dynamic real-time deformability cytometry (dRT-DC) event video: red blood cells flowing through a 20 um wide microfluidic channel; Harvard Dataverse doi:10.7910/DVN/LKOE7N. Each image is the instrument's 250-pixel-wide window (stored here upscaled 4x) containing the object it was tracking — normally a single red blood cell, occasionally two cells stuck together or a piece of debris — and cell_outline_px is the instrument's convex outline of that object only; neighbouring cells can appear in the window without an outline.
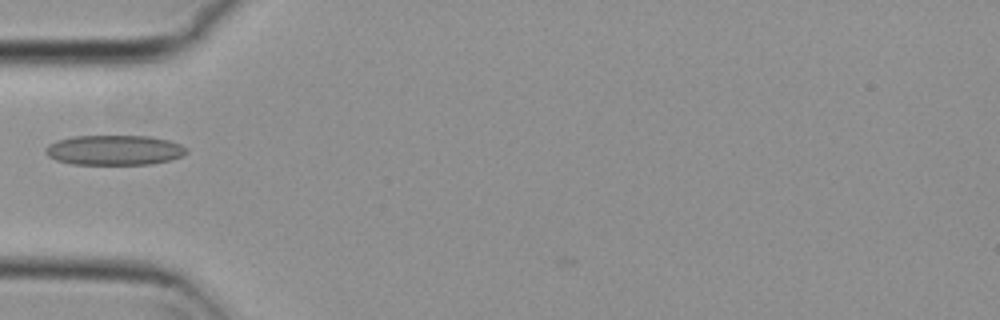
{"species": "common noctule bat (a hibernating species)", "species_latin": "Nyctalus noctula", "temperature_condition": "cold", "stored_images_in_passage": 8, "camera_frame_rate_fps": 3000, "um_per_image_px": 0.085, "animal": {"sex": "female", "body_mass_g": 29.2, "forearm_length_mm": 56.3}, "frame": {"image": 1, "passage_image": 6, "time_ms": 1.667, "image_size_px": [1000, 320], "cell_outline_px": [[188, 152], [184, 156], [168, 160], [148, 164], [72, 164], [56, 160], [48, 156], [44, 152], [44, 148], [48, 144], [56, 140], [72, 136], [148, 136], [168, 140], [180, 144], [188, 148]], "centroid_in_image_um": [9.69, 12.75], "position_along_channel_um": 75.3, "area_um2": 24.74}}